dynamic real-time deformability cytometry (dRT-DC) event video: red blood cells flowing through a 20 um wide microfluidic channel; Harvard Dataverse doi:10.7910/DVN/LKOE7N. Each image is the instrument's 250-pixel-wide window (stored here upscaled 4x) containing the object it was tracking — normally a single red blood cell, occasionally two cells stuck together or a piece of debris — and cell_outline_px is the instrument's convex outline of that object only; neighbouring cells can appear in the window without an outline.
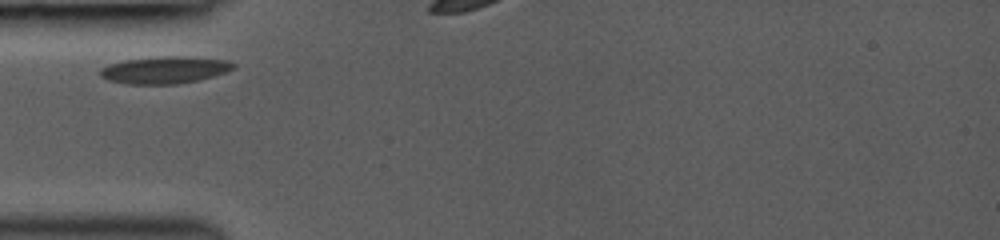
{"species": "common noctule bat (a hibernating species)", "species_latin": "Nyctalus noctula", "temperature_condition": "room temperature", "stored_images_in_passage": 6, "camera_frame_rate_fps": 3000, "um_per_image_px": 0.085, "animal": {"sex": "female", "body_mass_g": 19.0, "forearm_length_mm": 53.3}, "frame": {"image": 1, "passage_image": 1, "time_ms": 0.0, "image_size_px": [1000, 240], "cell_outline_px": [[236, 68], [212, 76], [196, 80], [176, 84], [128, 84], [108, 80], [100, 76], [100, 68], [124, 60], [164, 56], [188, 56], [228, 60], [236, 64]], "centroid_in_image_um": [14.02, 5.94], "position_along_channel_um": 71.0, "area_um2": 20.92}}